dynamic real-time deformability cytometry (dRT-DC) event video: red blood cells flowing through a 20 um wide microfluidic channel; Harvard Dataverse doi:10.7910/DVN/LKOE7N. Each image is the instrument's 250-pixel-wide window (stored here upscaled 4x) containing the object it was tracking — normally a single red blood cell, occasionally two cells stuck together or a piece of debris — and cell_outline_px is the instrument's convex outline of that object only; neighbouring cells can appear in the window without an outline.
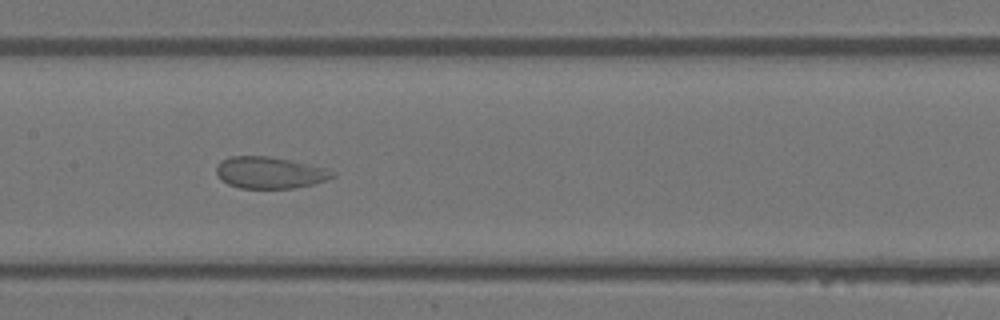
{"species": "Egyptian fruit bat (a non-hibernating species)", "species_latin": "Rousettus aegyptiacus", "temperature_condition": "warm", "stored_images_in_passage": 35, "camera_frame_rate_fps": 3000, "um_per_image_px": 0.085, "animal": {"sex": "female"}, "frame": {"image": 1, "passage_image": 10, "time_ms": 3.0, "image_size_px": [1000, 320], "cell_outline_px": [[336, 176], [312, 184], [292, 188], [240, 188], [228, 184], [220, 180], [216, 172], [216, 168], [224, 160], [232, 156], [268, 156], [308, 164], [324, 168], [336, 172]], "centroid_in_image_um": [22.92, 14.68], "position_along_channel_um": 184.5, "area_um2": 21.1}}
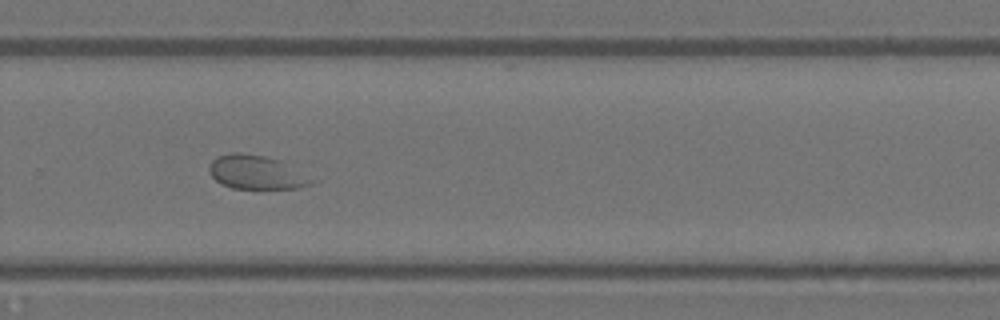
{"frame": {"image": 2, "passage_image": 19, "time_ms": 6.0, "image_size_px": [1000, 320], "cell_outline_px": [[312, 184], [300, 188], [232, 188], [220, 184], [212, 176], [208, 168], [212, 160], [216, 156], [232, 152], [240, 152], [264, 156], [280, 160], [312, 180]], "centroid_in_image_um": [21.7, 14.64], "position_along_channel_um": 308.1, "area_um2": 19.83}}
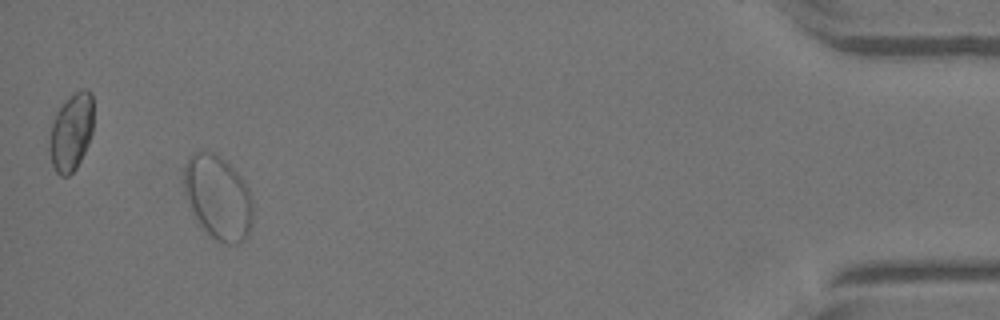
{"frame": {"image": 3, "passage_image": 32, "time_ms": 10.333, "image_size_px": [1000, 320], "cell_outline_px": [[252, 224], [244, 240], [240, 244], [228, 244], [216, 240], [200, 224], [192, 212], [184, 188], [184, 164], [188, 156], [192, 152], [216, 152], [240, 176], [248, 188], [252, 196]], "centroid_in_image_um": [18.53, 16.76], "position_along_channel_um": 416.7, "area_um2": 33.58}}